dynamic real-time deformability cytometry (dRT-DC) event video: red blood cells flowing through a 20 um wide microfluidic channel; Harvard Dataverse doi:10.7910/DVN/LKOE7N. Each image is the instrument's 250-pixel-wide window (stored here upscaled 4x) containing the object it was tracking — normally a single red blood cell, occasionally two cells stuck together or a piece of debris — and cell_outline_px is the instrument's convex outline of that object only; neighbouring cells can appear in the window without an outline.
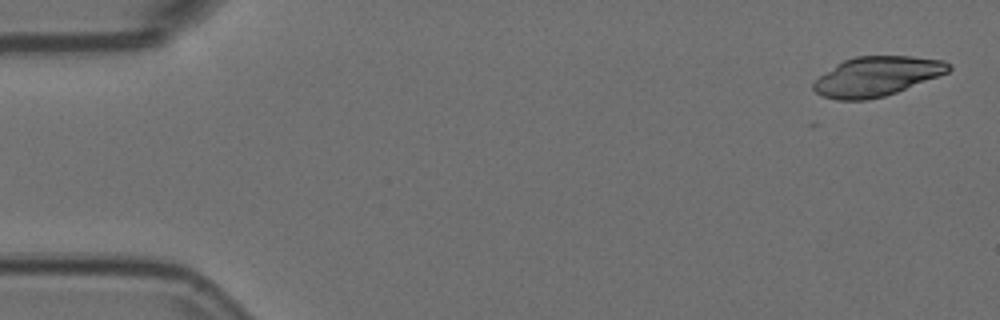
{"species": "Egyptian fruit bat (a non-hibernating species)", "species_latin": "Rousettus aegyptiacus", "temperature_condition": "room temperature", "stored_images_in_passage": 5, "camera_frame_rate_fps": 3000, "um_per_image_px": 0.085, "animal": {"sex": "female"}, "frame": {"image": 1, "passage_image": 1, "time_ms": 0.0, "image_size_px": [1000, 320], "cell_outline_px": [[952, 68], [948, 72], [896, 92], [884, 96], [868, 100], [836, 100], [824, 96], [816, 92], [812, 88], [812, 84], [820, 76], [836, 64], [844, 60], [856, 56], [912, 56], [944, 60]], "centroid_in_image_um": [74.51, 6.49], "position_along_channel_um": 10.5, "area_um2": 30.87}}